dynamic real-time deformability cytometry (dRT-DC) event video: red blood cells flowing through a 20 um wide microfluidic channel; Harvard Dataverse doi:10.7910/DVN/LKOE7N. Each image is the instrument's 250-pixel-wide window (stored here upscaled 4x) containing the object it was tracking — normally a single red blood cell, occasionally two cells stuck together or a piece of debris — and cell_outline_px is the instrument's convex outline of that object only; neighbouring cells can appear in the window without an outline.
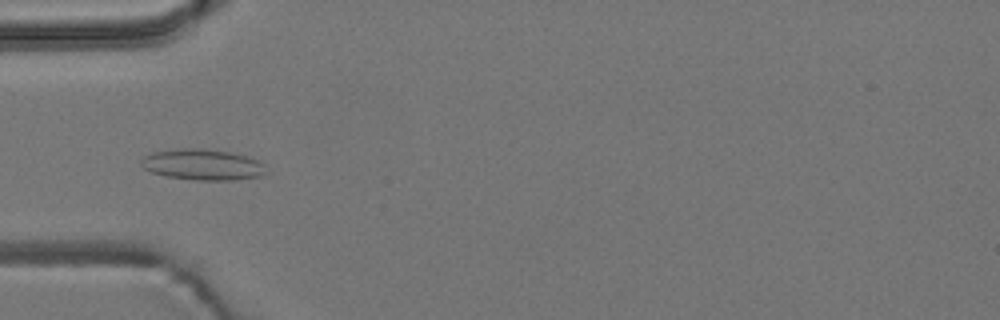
{"species": "common noctule bat (a hibernating species)", "species_latin": "Nyctalus noctula", "temperature_condition": "room temperature", "stored_images_in_passage": 39, "camera_frame_rate_fps": 3000, "um_per_image_px": 0.085, "animal": {"sex": "male", "body_mass_g": 19.2, "forearm_length_mm": 51.8}, "frame": {"image": 1, "passage_image": 1, "time_ms": 0.0, "image_size_px": [1000, 320], "cell_outline_px": [[264, 172], [260, 176], [236, 180], [196, 180], [168, 176], [152, 172], [144, 168], [140, 164], [140, 160], [144, 156], [152, 152], [184, 148], [204, 148], [228, 152], [248, 156], [264, 164]], "centroid_in_image_um": [17.2, 13.99], "position_along_channel_um": 67.8, "area_um2": 22.37}}
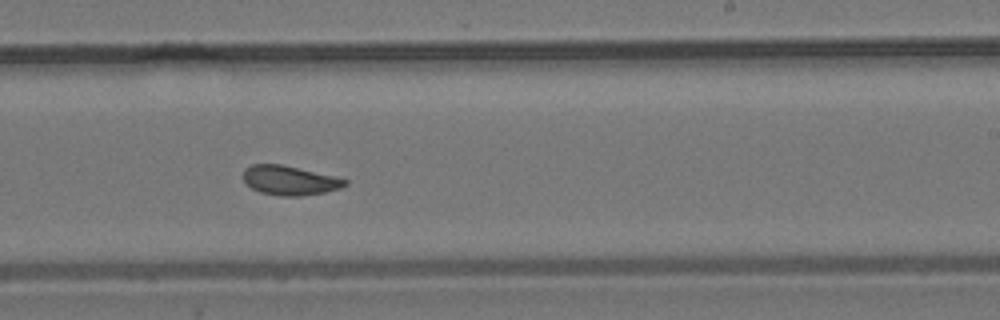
{"frame": {"image": 2, "passage_image": 17, "time_ms": 5.333, "image_size_px": [1000, 320], "cell_outline_px": [[348, 184], [340, 188], [324, 192], [300, 196], [280, 196], [260, 192], [252, 188], [244, 180], [244, 168], [252, 164], [280, 164], [336, 176], [348, 180]], "centroid_in_image_um": [24.64, 15.33], "position_along_channel_um": 264.4, "area_um2": 17.34}}
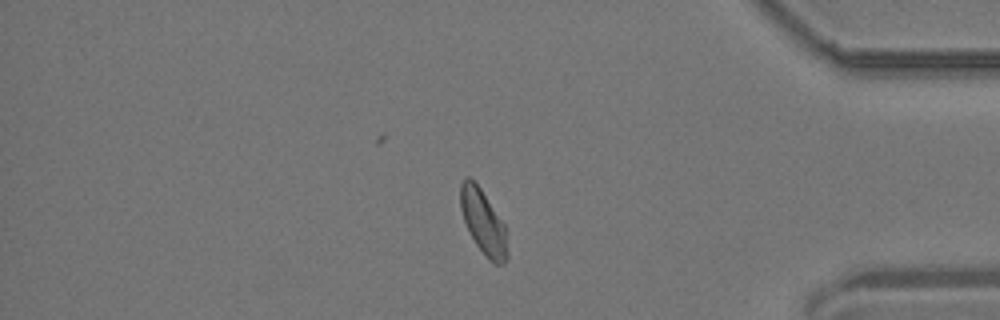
{"frame": {"image": 3, "passage_image": 30, "time_ms": 9.667, "image_size_px": [1000, 320], "cell_outline_px": [[508, 256], [504, 264], [496, 264], [488, 260], [484, 256], [476, 244], [464, 220], [460, 208], [460, 184], [464, 176], [468, 176], [480, 188], [504, 224]], "centroid_in_image_um": [41.06, 18.89], "position_along_channel_um": 394.1, "area_um2": 17.4}, "authors_computed_cell_mechanics": {"area_um2": 17.8024, "velocity_mm_per_s": 3.6741, "shape_relaxation_time_tau1_ms": null, "shape_relaxation_time_tau2_ms": 2.3606, "deformation_change_tau1": null, "deformation_change_tau2": 0.0786}}